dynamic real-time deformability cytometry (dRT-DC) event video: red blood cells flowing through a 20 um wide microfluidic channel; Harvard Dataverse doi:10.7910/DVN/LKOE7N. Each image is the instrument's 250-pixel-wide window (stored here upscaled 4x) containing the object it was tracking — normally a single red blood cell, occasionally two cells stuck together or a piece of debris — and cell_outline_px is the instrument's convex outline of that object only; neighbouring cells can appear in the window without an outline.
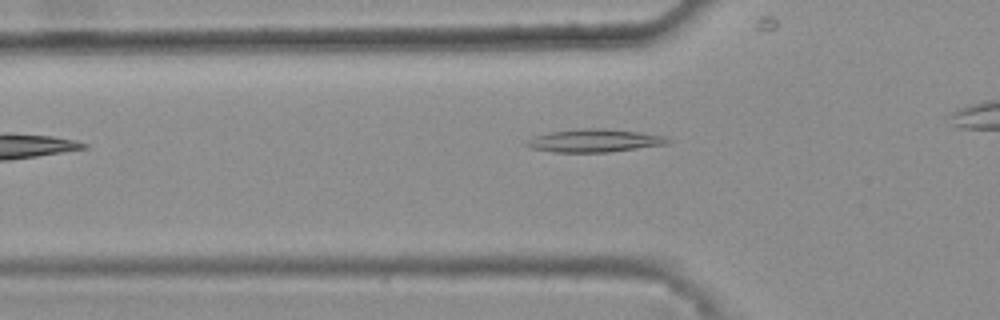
{"species": "common noctule bat (a hibernating species)", "species_latin": "Nyctalus noctula", "temperature_condition": "warm", "stored_images_in_passage": 26, "camera_frame_rate_fps": 3000, "um_per_image_px": 0.085, "animal": {"sex": "female", "body_mass_g": 25.1}, "frame": {"image": 1, "passage_image": 2, "time_ms": 0.333, "image_size_px": [1000, 320], "cell_outline_px": [[672, 140], [668, 144], [608, 152], [552, 152], [532, 148], [524, 144], [532, 136], [548, 132], [576, 128], [604, 128], [640, 132], [664, 136]], "centroid_in_image_um": [50.5, 11.94], "position_along_channel_um": 75.3, "area_um2": 19.07}}
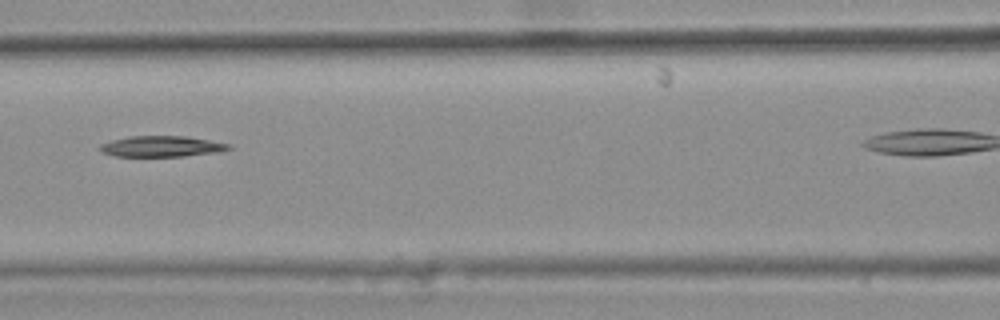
{"frame": {"image": 2, "passage_image": 8, "time_ms": 2.333, "image_size_px": [1000, 320], "cell_outline_px": [[232, 148], [220, 152], [184, 156], [112, 156], [100, 152], [100, 144], [112, 140], [128, 136], [184, 136], [232, 144]], "centroid_in_image_um": [13.74, 12.44], "position_along_channel_um": 152.9, "area_um2": 15.72}}
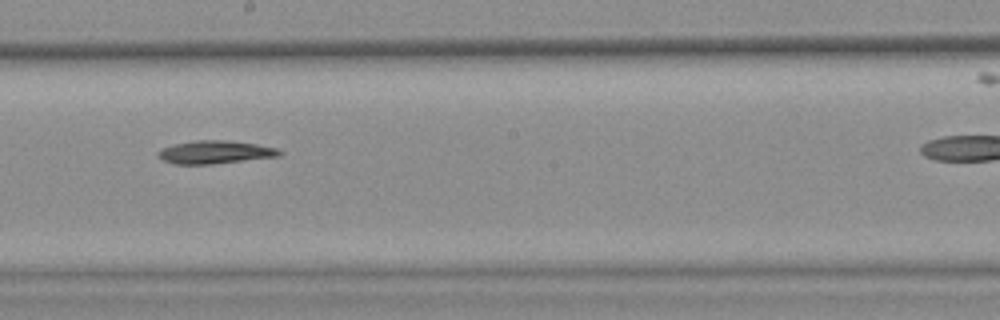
{"frame": {"image": 3, "passage_image": 14, "time_ms": 4.333, "image_size_px": [1000, 320], "cell_outline_px": [[284, 152], [280, 156], [212, 164], [176, 164], [164, 160], [156, 152], [160, 148], [176, 144], [196, 140], [224, 140], [256, 144], [276, 148]], "centroid_in_image_um": [18.3, 12.93], "position_along_channel_um": 229.9, "area_um2": 16.13}}